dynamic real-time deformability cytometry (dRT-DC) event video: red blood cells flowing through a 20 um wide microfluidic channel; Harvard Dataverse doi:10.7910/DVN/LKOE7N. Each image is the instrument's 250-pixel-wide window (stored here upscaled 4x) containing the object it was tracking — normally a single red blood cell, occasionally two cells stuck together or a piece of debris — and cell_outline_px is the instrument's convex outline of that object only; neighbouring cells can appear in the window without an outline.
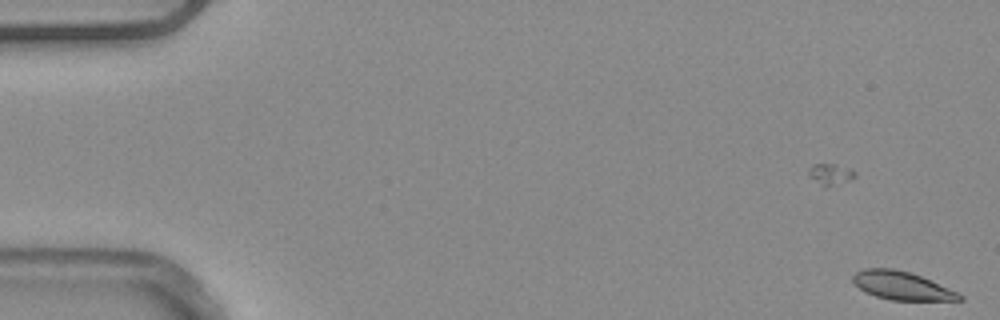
{"species": "common noctule bat (a hibernating species)", "species_latin": "Nyctalus noctula", "temperature_condition": "warm", "stored_images_in_passage": 3, "camera_frame_rate_fps": 3000, "um_per_image_px": 0.085, "animal": {"sex": "male", "body_mass_g": 20.4}, "frame": {"image": 1, "passage_image": 3, "time_ms": 0.667, "image_size_px": [1000, 320], "cell_outline_px": [[964, 300], [892, 300], [876, 296], [864, 292], [852, 280], [852, 276], [856, 272], [864, 268], [892, 268], [908, 272], [920, 276], [948, 288], [964, 296]], "centroid_in_image_um": [76.63, 24.28], "position_along_channel_um": 8.4, "area_um2": 17.28}}